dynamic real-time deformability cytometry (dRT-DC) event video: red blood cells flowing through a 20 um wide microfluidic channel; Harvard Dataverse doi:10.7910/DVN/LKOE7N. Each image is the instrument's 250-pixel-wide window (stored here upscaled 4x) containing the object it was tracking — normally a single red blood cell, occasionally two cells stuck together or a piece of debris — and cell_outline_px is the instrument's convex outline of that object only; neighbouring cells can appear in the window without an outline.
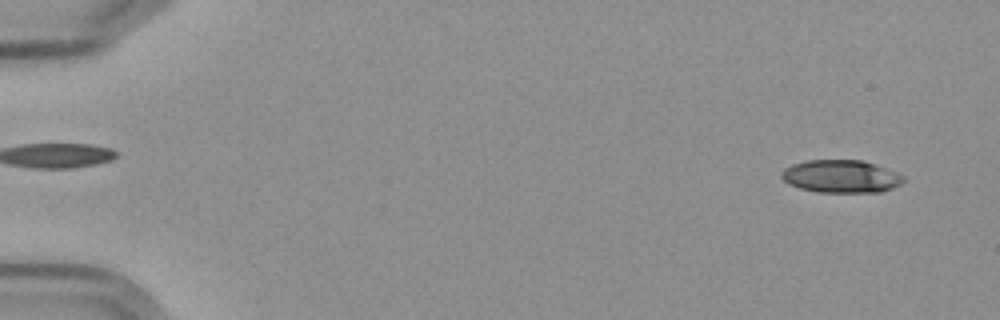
{"species": "Egyptian fruit bat (a non-hibernating species)", "species_latin": "Rousettus aegyptiacus", "temperature_condition": "cold", "stored_images_in_passage": 6, "segment_of_instrument_passage": [2, 2], "camera_frame_rate_fps": 3000, "um_per_image_px": 0.085, "frame": {"image": 1, "passage_image": 6, "time_ms": 6.0, "image_size_px": [1000, 320], "cell_outline_px": [[904, 180], [900, 184], [892, 188], [880, 192], [816, 192], [800, 188], [788, 184], [780, 176], [780, 172], [784, 168], [792, 164], [808, 160], [860, 160], [876, 164], [896, 172], [904, 176]], "centroid_in_image_um": [71.46, 14.99], "position_along_channel_um": 13.5, "area_um2": 23.35}}